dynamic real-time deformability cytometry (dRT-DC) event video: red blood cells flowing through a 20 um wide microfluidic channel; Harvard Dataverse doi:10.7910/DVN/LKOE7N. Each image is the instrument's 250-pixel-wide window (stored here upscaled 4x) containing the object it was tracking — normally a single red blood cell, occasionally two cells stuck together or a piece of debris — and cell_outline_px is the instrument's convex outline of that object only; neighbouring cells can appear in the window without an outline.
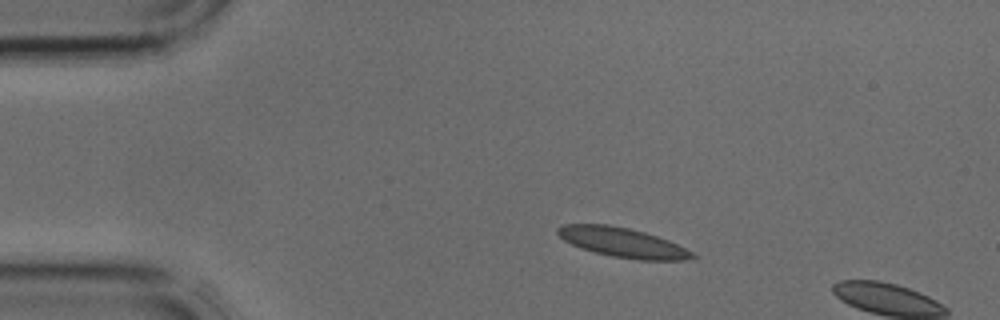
{"species": "common noctule bat (a hibernating species)", "species_latin": "Nyctalus noctula", "temperature_condition": "cold", "stored_images_in_passage": 4, "camera_frame_rate_fps": 3000, "um_per_image_px": 0.085, "animal": {"sex": "male", "body_mass_g": 17.9, "forearm_length_mm": 54.2}, "frame": {"image": 1, "passage_image": 4, "time_ms": 1.0, "image_size_px": [1000, 320], "cell_outline_px": [[700, 256], [684, 260], [640, 260], [612, 256], [580, 248], [564, 240], [556, 232], [556, 228], [564, 224], [608, 224], [628, 228], [644, 232], [668, 240]], "centroid_in_image_um": [52.91, 20.61], "position_along_channel_um": 32.1, "area_um2": 23.0}}